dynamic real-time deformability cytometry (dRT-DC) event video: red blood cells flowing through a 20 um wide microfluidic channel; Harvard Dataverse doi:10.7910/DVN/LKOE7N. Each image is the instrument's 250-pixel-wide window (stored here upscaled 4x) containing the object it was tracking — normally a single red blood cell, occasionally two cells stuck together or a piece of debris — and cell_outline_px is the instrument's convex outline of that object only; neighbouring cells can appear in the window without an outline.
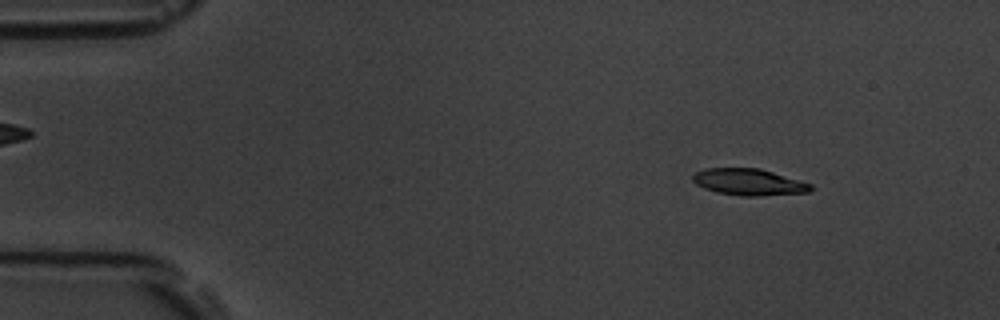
{"species": "common noctule bat (a hibernating species)", "species_latin": "Nyctalus noctula", "temperature_condition": "room temperature", "stored_images_in_passage": 52, "camera_frame_rate_fps": 3000, "um_per_image_px": 0.085, "animal": {"sex": "male", "body_mass_g": 19.5, "forearm_length_mm": 54.6}, "frame": {"image": 1, "passage_image": 5, "time_ms": 1.333, "image_size_px": [1000, 320], "cell_outline_px": [[812, 188], [808, 192], [760, 196], [740, 196], [716, 192], [704, 188], [696, 184], [692, 180], [692, 176], [696, 172], [704, 168], [760, 168], [812, 184]], "centroid_in_image_um": [63.62, 15.47], "position_along_channel_um": 21.4, "area_um2": 18.26}}
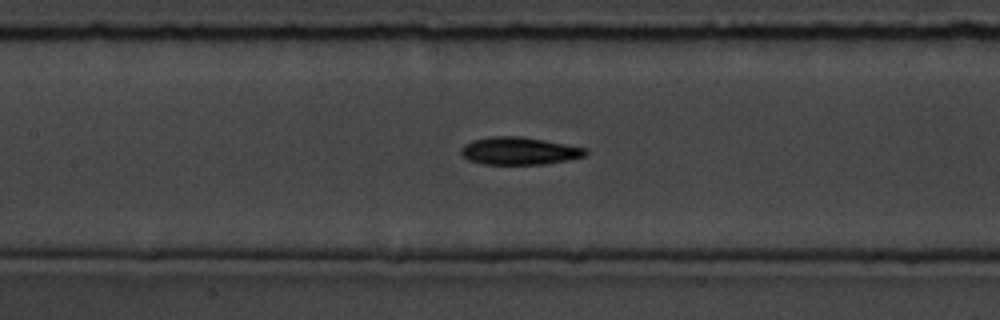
{"frame": {"image": 2, "passage_image": 23, "time_ms": 7.333, "image_size_px": [1000, 320], "cell_outline_px": [[588, 152], [584, 156], [544, 164], [484, 164], [468, 160], [460, 152], [460, 148], [464, 144], [472, 140], [488, 136], [520, 136], [544, 140], [588, 148]], "centroid_in_image_um": [44.1, 12.81], "position_along_channel_um": 163.3, "area_um2": 20.0}}
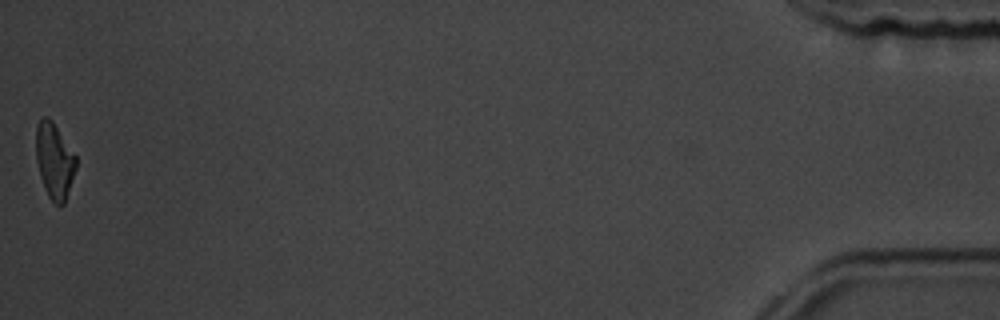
{"frame": {"image": 3, "passage_image": 52, "time_ms": 17.0, "image_size_px": [1000, 320], "cell_outline_px": [[76, 168], [64, 204], [56, 204], [48, 196], [40, 176], [36, 160], [36, 124], [44, 116], [48, 116], [52, 120], [76, 156]], "centroid_in_image_um": [4.61, 13.63], "position_along_channel_um": 430.6, "area_um2": 17.46}, "authors_computed_cell_mechanics": {"area_um2": 18.6694, "velocity_mm_per_s": 3.7828, "shape_relaxation_time_tau1_ms": 3.0809, "shape_relaxation_time_tau2_ms": 7.2444, "deformation_change_tau1": 0.1356, "deformation_change_tau2": 0.1841}}